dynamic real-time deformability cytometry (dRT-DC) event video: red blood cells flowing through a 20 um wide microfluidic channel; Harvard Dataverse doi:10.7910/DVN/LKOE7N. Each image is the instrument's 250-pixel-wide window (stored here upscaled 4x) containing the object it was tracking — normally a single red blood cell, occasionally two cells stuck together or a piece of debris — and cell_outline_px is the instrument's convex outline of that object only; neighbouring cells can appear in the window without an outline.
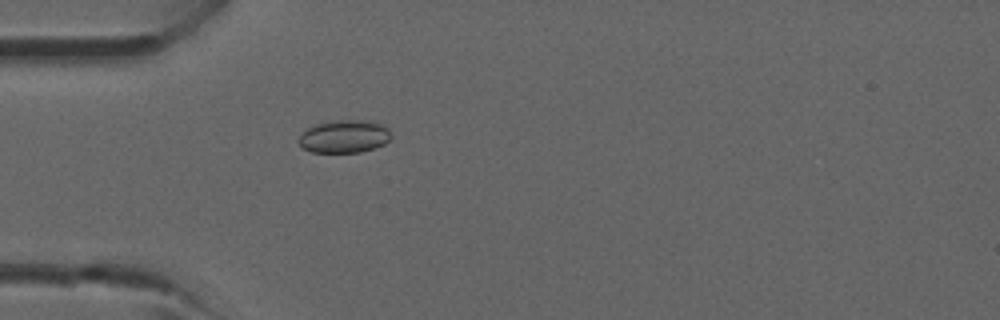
{"species": "common noctule bat (a hibernating species)", "species_latin": "Nyctalus noctula", "temperature_condition": "room temperature", "stored_images_in_passage": 3, "camera_frame_rate_fps": 3000, "um_per_image_px": 0.085, "animal": {"sex": "male", "forearm_length_mm": 52.5}, "frame": {"image": 1, "passage_image": 3, "time_ms": 2.0, "image_size_px": [1000, 320], "cell_outline_px": [[392, 136], [384, 144], [376, 148], [360, 152], [312, 152], [304, 148], [296, 140], [308, 128], [316, 124], [340, 120], [356, 120], [380, 124], [388, 128]], "centroid_in_image_um": [29.27, 11.61], "position_along_channel_um": 55.7, "area_um2": 17.4}}